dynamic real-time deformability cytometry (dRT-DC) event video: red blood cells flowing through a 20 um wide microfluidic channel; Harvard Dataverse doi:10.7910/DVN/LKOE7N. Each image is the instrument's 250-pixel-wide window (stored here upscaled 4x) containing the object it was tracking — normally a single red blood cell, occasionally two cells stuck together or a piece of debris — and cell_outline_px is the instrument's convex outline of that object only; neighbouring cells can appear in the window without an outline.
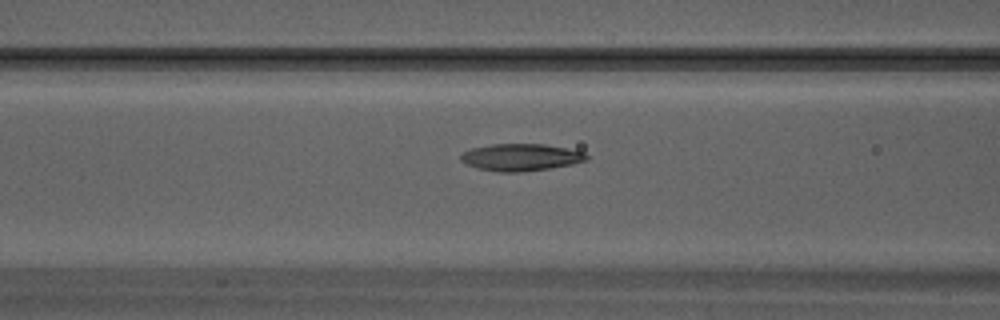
{"species": "Egyptian fruit bat (a non-hibernating species)", "species_latin": "Rousettus aegyptiacus", "temperature_condition": "warm", "stored_images_in_passage": 22, "camera_frame_rate_fps": 3000, "um_per_image_px": 0.085, "animal": {"sex": "male"}, "frame": {"image": 1, "passage_image": 7, "time_ms": 2.0, "image_size_px": [1000, 320], "cell_outline_px": [[588, 160], [572, 164], [548, 168], [520, 172], [500, 172], [480, 168], [468, 164], [460, 160], [460, 156], [464, 152], [472, 148], [492, 144], [544, 144], [584, 152], [588, 156]], "centroid_in_image_um": [44.28, 13.36], "position_along_channel_um": 122.3, "area_um2": 19.54}}
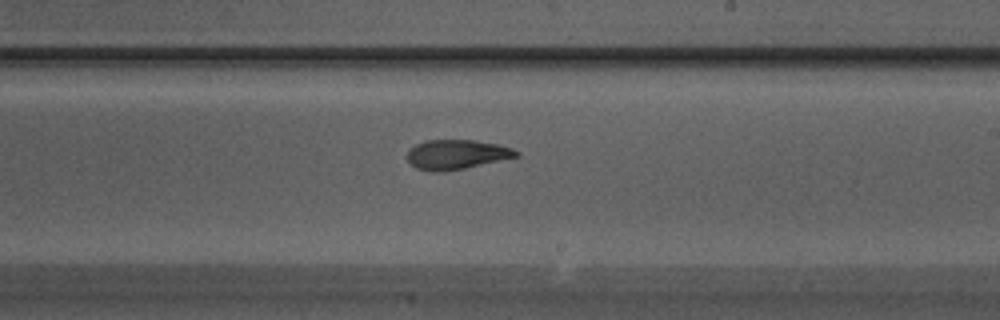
{"frame": {"image": 2, "passage_image": 13, "time_ms": 4.0, "image_size_px": [1000, 320], "cell_outline_px": [[520, 156], [464, 168], [444, 172], [432, 172], [416, 168], [408, 160], [408, 148], [416, 144], [428, 140], [476, 140], [496, 144], [512, 148], [520, 152]], "centroid_in_image_um": [38.81, 13.13], "position_along_channel_um": 250.2, "area_um2": 18.79}}